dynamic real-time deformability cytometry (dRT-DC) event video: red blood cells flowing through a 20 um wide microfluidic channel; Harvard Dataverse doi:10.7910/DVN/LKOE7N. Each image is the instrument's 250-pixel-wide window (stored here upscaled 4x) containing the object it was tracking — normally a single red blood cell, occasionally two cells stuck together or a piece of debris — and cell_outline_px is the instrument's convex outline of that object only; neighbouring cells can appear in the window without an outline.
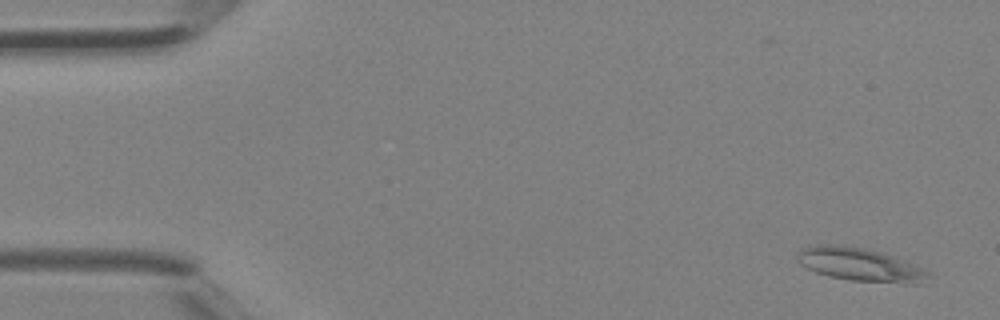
{"species": "Egyptian fruit bat (a non-hibernating species)", "species_latin": "Rousettus aegyptiacus", "temperature_condition": "room temperature", "stored_images_in_passage": 42, "camera_frame_rate_fps": 3000, "um_per_image_px": 0.085, "animal": {"sex": "female"}, "frame": {"image": 1, "passage_image": 2, "time_ms": 0.333, "image_size_px": [1000, 320], "cell_outline_px": [[932, 276], [924, 284], [912, 284], [852, 280], [828, 276], [816, 272], [800, 264], [796, 260], [796, 256], [800, 248], [816, 244], [844, 244], [864, 248], [880, 252], [892, 256], [932, 272]], "centroid_in_image_um": [73.11, 22.49], "position_along_channel_um": 11.9, "area_um2": 25.72}}
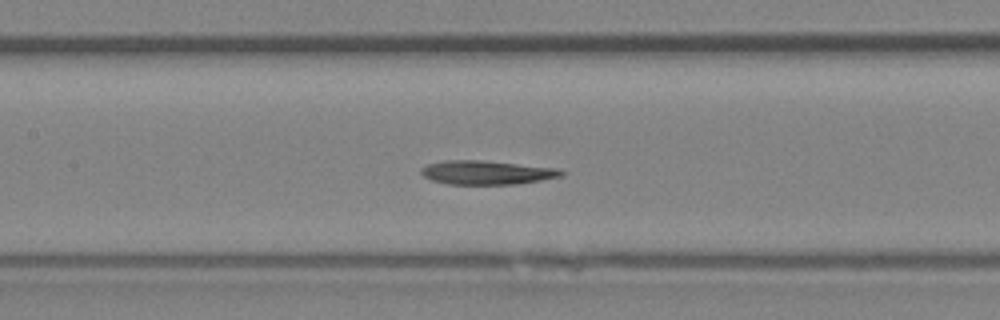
{"frame": {"image": 2, "passage_image": 19, "time_ms": 6.0, "image_size_px": [1000, 320], "cell_outline_px": [[568, 172], [564, 176], [516, 184], [448, 184], [432, 180], [424, 176], [420, 172], [420, 168], [428, 164], [444, 160], [480, 160], [560, 168]], "centroid_in_image_um": [41.42, 14.66], "position_along_channel_um": 166.0, "area_um2": 19.65}}
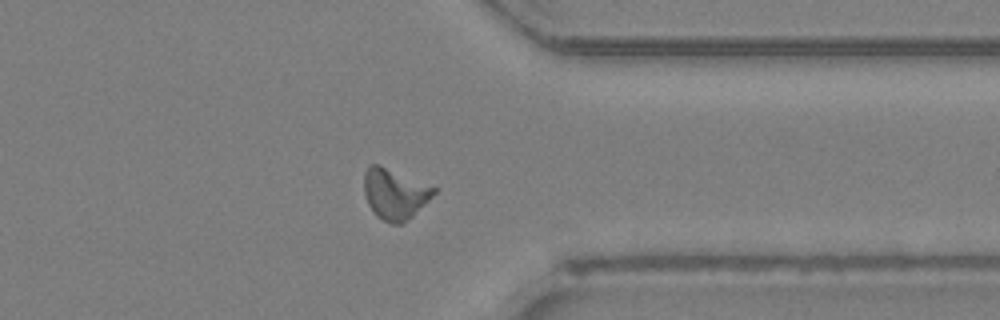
{"frame": {"image": 3, "passage_image": 32, "time_ms": 10.333, "image_size_px": [1000, 320], "cell_outline_px": [[436, 192], [412, 216], [400, 224], [392, 224], [376, 216], [372, 212], [368, 204], [364, 192], [364, 172], [372, 164], [380, 164], [436, 188]], "centroid_in_image_um": [33.52, 16.47], "position_along_channel_um": 377.9, "area_um2": 20.35}}